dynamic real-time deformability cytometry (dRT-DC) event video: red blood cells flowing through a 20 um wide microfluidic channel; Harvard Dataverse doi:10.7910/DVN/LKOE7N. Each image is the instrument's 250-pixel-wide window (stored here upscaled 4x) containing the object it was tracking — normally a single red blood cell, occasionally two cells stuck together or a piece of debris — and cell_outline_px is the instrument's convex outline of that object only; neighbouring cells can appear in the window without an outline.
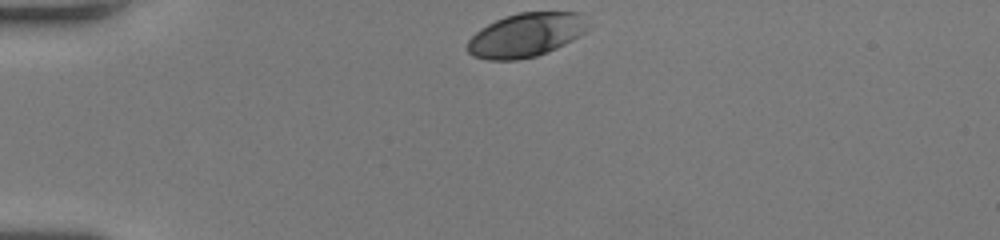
{"species": "human", "species_latin": "Homo sapiens", "temperature_condition": "room temperature", "stored_images_in_passage": 32, "camera_frame_rate_fps": 3000, "um_per_image_px": 0.085, "donor": {"sex": "female"}, "frame": {"image": 1, "passage_image": 1, "time_ms": 0.0, "image_size_px": [1000, 240], "cell_outline_px": [[584, 32], [572, 40], [556, 48], [536, 56], [516, 60], [488, 60], [472, 56], [468, 52], [468, 40], [480, 28], [504, 16], [520, 12], [580, 12]], "centroid_in_image_um": [44.61, 2.99], "position_along_channel_um": 40.4, "area_um2": 30.29}}
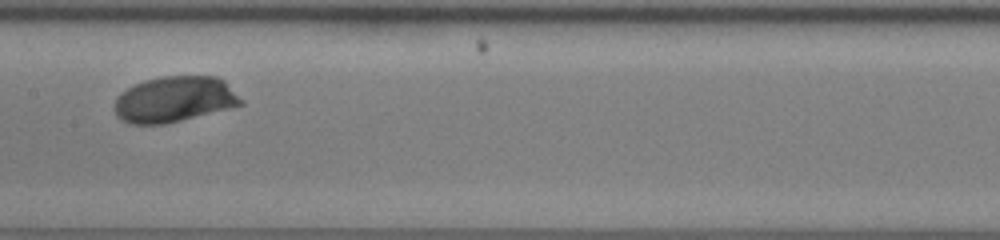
{"frame": {"image": 2, "passage_image": 16, "time_ms": 5.0, "image_size_px": [1000, 240], "cell_outline_px": [[244, 104], [164, 124], [132, 124], [120, 120], [116, 116], [112, 108], [112, 104], [116, 96], [120, 92], [144, 80], [160, 76], [216, 76], [224, 80], [244, 100]], "centroid_in_image_um": [14.77, 8.43], "position_along_channel_um": 192.6, "area_um2": 33.99}}
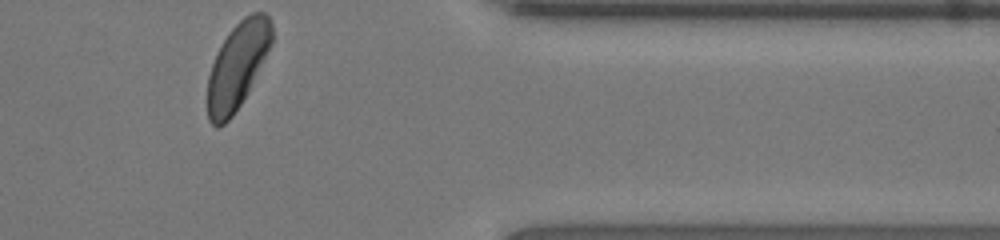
{"frame": {"image": 3, "passage_image": 32, "time_ms": 10.333, "image_size_px": [1000, 240], "cell_outline_px": [[272, 44], [248, 92], [232, 116], [224, 124], [216, 128], [208, 120], [208, 76], [216, 52], [228, 32], [244, 16], [252, 12], [264, 12], [268, 16], [272, 24]], "centroid_in_image_um": [20.18, 5.57], "position_along_channel_um": 391.2, "area_um2": 32.25}, "authors_computed_cell_mechanics": {"area_um2": 33.1194, "velocity_mm_per_s": 4.0046, "shape_relaxation_time_tau1_ms": 2.174, "shape_relaxation_time_tau2_ms": null, "deformation_change_tau1": 0.1175, "deformation_change_tau2": null}}